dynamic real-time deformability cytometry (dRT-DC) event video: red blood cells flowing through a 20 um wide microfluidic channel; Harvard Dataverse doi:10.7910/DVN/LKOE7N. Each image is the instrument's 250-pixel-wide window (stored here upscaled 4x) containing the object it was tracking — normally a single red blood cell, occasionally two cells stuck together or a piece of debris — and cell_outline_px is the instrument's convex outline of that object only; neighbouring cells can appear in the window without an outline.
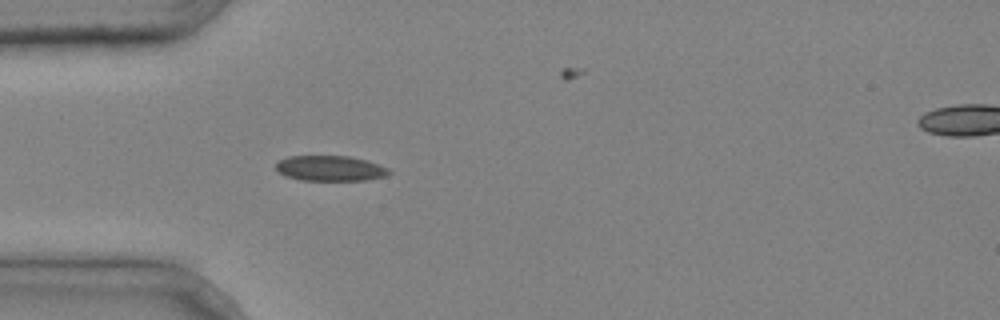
{"species": "common noctule bat (a hibernating species)", "species_latin": "Nyctalus noctula", "temperature_condition": "cold", "stored_images_in_passage": 2, "camera_frame_rate_fps": 3000, "um_per_image_px": 0.085, "animal": {"sex": "male", "body_mass_g": 20.4}, "frame": {"image": 1, "passage_image": 1, "time_ms": 0.0, "image_size_px": [1000, 320], "cell_outline_px": [[392, 172], [384, 176], [368, 180], [300, 180], [288, 176], [280, 172], [276, 168], [276, 164], [280, 160], [288, 156], [348, 156], [368, 160], [388, 168]], "centroid_in_image_um": [28.1, 14.3], "position_along_channel_um": 56.9, "area_um2": 16.59}}